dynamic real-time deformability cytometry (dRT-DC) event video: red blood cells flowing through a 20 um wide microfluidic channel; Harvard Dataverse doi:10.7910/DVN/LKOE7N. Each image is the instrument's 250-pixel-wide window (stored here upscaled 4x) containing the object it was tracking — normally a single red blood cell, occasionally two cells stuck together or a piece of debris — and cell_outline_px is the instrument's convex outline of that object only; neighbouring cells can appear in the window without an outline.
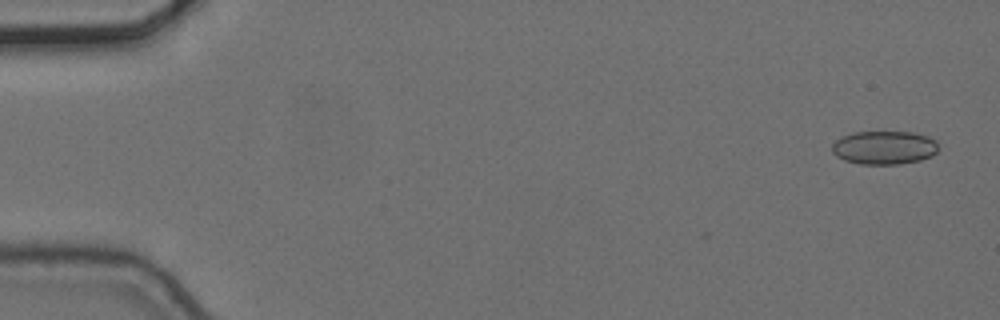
{"species": "common noctule bat (a hibernating species)", "species_latin": "Nyctalus noctula", "temperature_condition": "cold", "stored_images_in_passage": 4, "camera_frame_rate_fps": 3000, "um_per_image_px": 0.085, "animal": {"sex": "female", "body_mass_g": 24.6, "forearm_length_mm": 56.2}, "frame": {"image": 1, "passage_image": 1, "time_ms": 0.0, "image_size_px": [1000, 320], "cell_outline_px": [[936, 152], [932, 156], [920, 160], [896, 164], [860, 164], [844, 160], [836, 156], [832, 152], [832, 144], [840, 136], [852, 132], [916, 132], [928, 136], [936, 140]], "centroid_in_image_um": [75.13, 12.54], "position_along_channel_um": 9.9, "area_um2": 20.87}}